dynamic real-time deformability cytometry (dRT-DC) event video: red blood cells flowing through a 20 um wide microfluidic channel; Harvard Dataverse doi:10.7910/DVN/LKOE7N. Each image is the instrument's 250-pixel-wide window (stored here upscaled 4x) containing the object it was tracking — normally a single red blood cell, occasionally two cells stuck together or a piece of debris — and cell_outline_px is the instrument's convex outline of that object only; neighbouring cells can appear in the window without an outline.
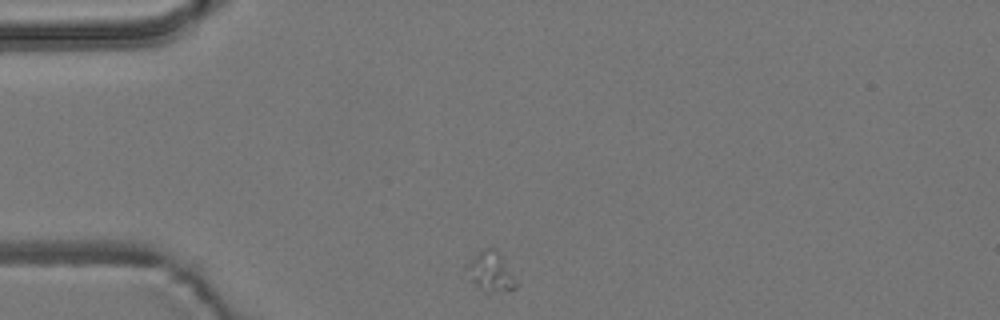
{"species": "common noctule bat (a hibernating species)", "species_latin": "Nyctalus noctula", "temperature_condition": "room temperature", "stored_images_in_passage": 2, "camera_frame_rate_fps": 3000, "um_per_image_px": 0.085, "animal": {"sex": "male", "body_mass_g": 19.2, "forearm_length_mm": 51.8}, "frame": {"image": 1, "passage_image": 1, "time_ms": 0.0, "image_size_px": [1000, 320], "cell_outline_px": [[516, 288], [492, 292], [484, 292], [472, 280], [464, 268], [464, 264], [484, 248], [496, 248], [516, 280]], "centroid_in_image_um": [41.67, 23.07], "position_along_channel_um": 43.3, "area_um2": 11.16}}